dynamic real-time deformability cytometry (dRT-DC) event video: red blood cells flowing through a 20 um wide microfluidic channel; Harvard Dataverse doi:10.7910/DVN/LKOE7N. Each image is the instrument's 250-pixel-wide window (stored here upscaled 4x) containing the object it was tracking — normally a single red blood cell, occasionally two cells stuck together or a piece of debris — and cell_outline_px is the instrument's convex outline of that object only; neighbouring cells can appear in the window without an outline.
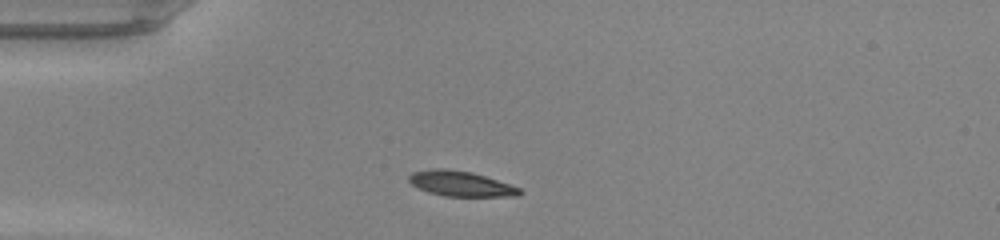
{"species": "common noctule bat (a hibernating species)", "species_latin": "Nyctalus noctula", "temperature_condition": "warm", "stored_images_in_passage": 36, "camera_frame_rate_fps": 3000, "um_per_image_px": 0.085, "animal": {"sex": "male", "body_mass_g": 20.0, "forearm_length_mm": 53.3}, "frame": {"image": 1, "passage_image": 1, "time_ms": 0.0, "image_size_px": [1000, 240], "cell_outline_px": [[524, 192], [520, 196], [444, 196], [428, 192], [412, 184], [408, 180], [408, 176], [412, 172], [432, 168], [444, 168], [472, 172], [520, 188]], "centroid_in_image_um": [39.15, 15.61], "position_along_channel_um": 45.8, "area_um2": 16.18}}
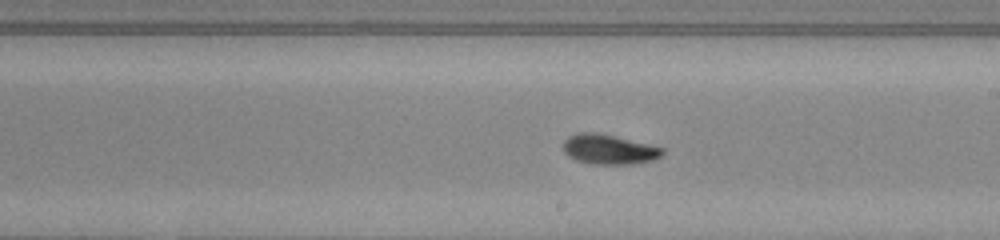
{"frame": {"image": 2, "passage_image": 16, "time_ms": 5.0, "image_size_px": [1000, 240], "cell_outline_px": [[664, 152], [660, 156], [652, 160], [632, 164], [592, 164], [576, 160], [568, 156], [564, 152], [564, 140], [568, 136], [576, 132], [596, 132], [664, 148]], "centroid_in_image_um": [51.72, 12.69], "position_along_channel_um": 237.3, "area_um2": 17.11}}
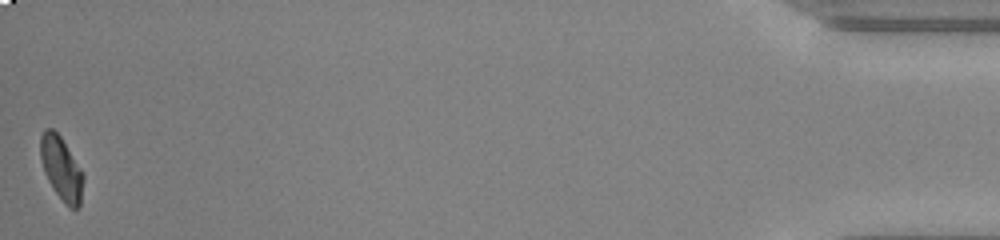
{"frame": {"image": 3, "passage_image": 36, "time_ms": 11.667, "image_size_px": [1000, 240], "cell_outline_px": [[84, 180], [80, 204], [76, 208], [72, 208], [64, 204], [48, 180], [44, 172], [40, 160], [40, 136], [44, 128], [52, 128], [60, 136], [80, 168], [84, 176]], "centroid_in_image_um": [5.19, 14.3], "position_along_channel_um": 430.0, "area_um2": 15.72}, "authors_computed_cell_mechanics": {"area_um2": 16.4441, "velocity_mm_per_s": 4.2806, "shape_relaxation_time_tau1_ms": 2.8528, "shape_relaxation_time_tau2_ms": 3.2488, "deformation_change_tau1": 0.1582, "deformation_change_tau2": 0.0801}}